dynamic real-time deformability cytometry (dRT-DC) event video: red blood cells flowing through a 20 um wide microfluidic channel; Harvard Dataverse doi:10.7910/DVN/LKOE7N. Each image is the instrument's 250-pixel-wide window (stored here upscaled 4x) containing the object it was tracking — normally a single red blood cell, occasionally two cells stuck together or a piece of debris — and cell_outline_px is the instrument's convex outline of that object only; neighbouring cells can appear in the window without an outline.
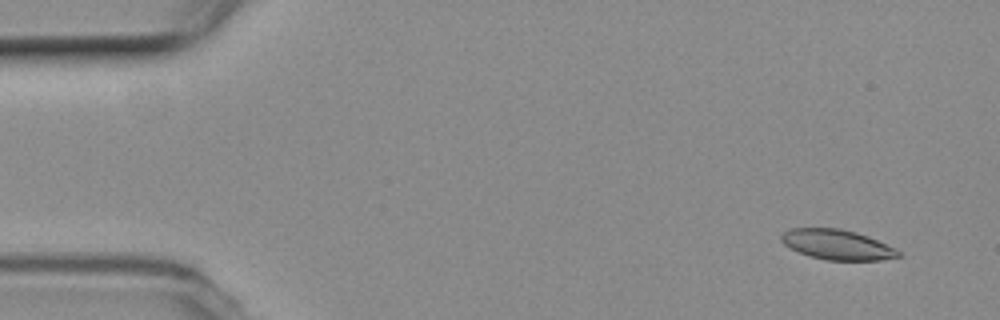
{"species": "common noctule bat (a hibernating species)", "species_latin": "Nyctalus noctula", "temperature_condition": "room temperature", "stored_images_in_passage": 55, "camera_frame_rate_fps": 3000, "um_per_image_px": 0.085, "animal": {"sex": "female", "body_mass_g": 19.3, "forearm_length_mm": 54.1}, "frame": {"image": 1, "passage_image": 4, "time_ms": 1.0, "image_size_px": [1000, 320], "cell_outline_px": [[900, 256], [880, 260], [824, 260], [808, 256], [784, 244], [780, 240], [780, 236], [784, 232], [792, 228], [840, 228], [856, 232], [868, 236], [896, 248], [900, 252]], "centroid_in_image_um": [71.16, 20.79], "position_along_channel_um": 13.8, "area_um2": 20.46}}
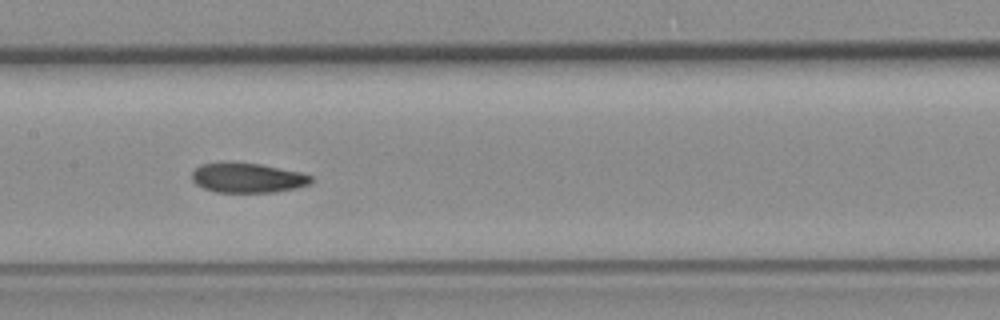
{"frame": {"image": 2, "passage_image": 27, "time_ms": 8.667, "image_size_px": [1000, 320], "cell_outline_px": [[312, 180], [308, 184], [296, 188], [276, 192], [216, 192], [204, 188], [196, 184], [192, 180], [192, 172], [200, 164], [260, 164], [300, 172], [312, 176]], "centroid_in_image_um": [21.06, 15.14], "position_along_channel_um": 186.3, "area_um2": 20.11}}
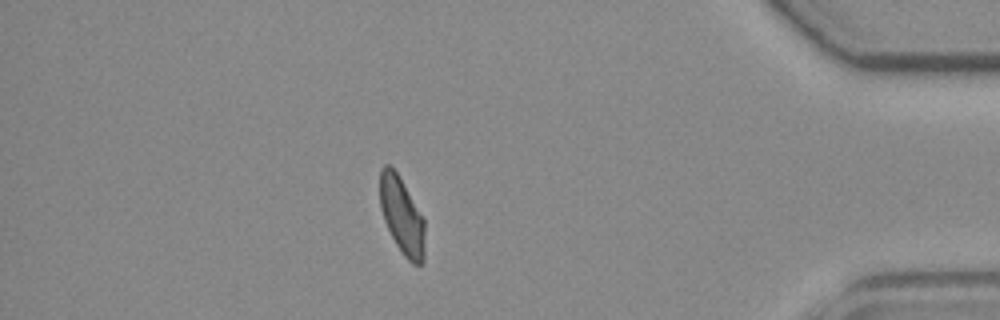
{"frame": {"image": 3, "passage_image": 48, "time_ms": 15.667, "image_size_px": [1000, 320], "cell_outline_px": [[424, 260], [420, 264], [412, 264], [404, 256], [396, 244], [384, 220], [380, 208], [380, 168], [384, 164], [388, 164], [396, 172], [424, 220]], "centroid_in_image_um": [34.14, 18.35], "position_along_channel_um": 401.1, "area_um2": 19.71}, "authors_computed_cell_mechanics": {"area_um2": 20.9814, "velocity_mm_per_s": 3.7199, "shape_relaxation_time_tau1_ms": 10.1629, "shape_relaxation_time_tau2_ms": 4.531, "deformation_change_tau1": 0.213, "deformation_change_tau2": 0.1037}}